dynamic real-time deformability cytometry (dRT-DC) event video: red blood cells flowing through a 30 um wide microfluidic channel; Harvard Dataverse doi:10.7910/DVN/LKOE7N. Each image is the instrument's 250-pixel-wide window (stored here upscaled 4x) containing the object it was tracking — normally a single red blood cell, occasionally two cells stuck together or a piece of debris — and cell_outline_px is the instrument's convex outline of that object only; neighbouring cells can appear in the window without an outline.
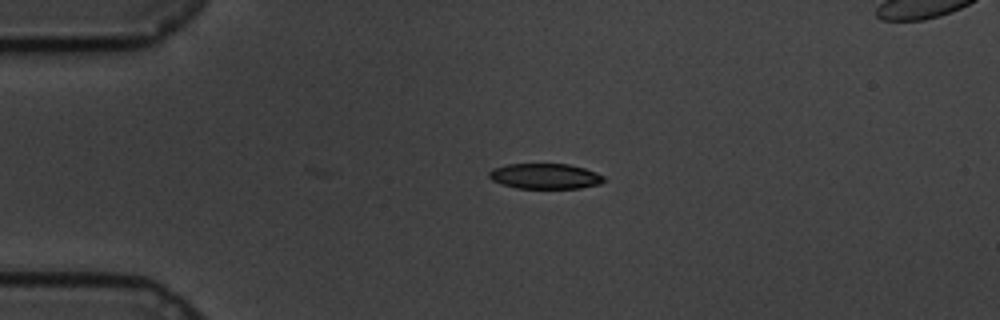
{"species": "common noctule bat (a hibernating species)", "species_latin": "Nyctalus noctula", "temperature_condition": "cold", "stored_images_in_passage": 2, "camera_frame_rate_fps": 3000, "um_per_image_px": 0.085, "animal": {"sex": "male", "body_mass_g": 19.5, "forearm_length_mm": 54.6}, "frame": {"image": 1, "passage_image": 2, "time_ms": 0.333, "image_size_px": [1000, 320], "cell_outline_px": [[604, 180], [600, 184], [580, 188], [516, 188], [500, 184], [492, 180], [488, 176], [488, 172], [492, 168], [508, 164], [568, 164], [584, 168], [596, 172], [604, 176]], "centroid_in_image_um": [46.3, 14.97], "position_along_channel_um": 38.7, "area_um2": 17.05}}